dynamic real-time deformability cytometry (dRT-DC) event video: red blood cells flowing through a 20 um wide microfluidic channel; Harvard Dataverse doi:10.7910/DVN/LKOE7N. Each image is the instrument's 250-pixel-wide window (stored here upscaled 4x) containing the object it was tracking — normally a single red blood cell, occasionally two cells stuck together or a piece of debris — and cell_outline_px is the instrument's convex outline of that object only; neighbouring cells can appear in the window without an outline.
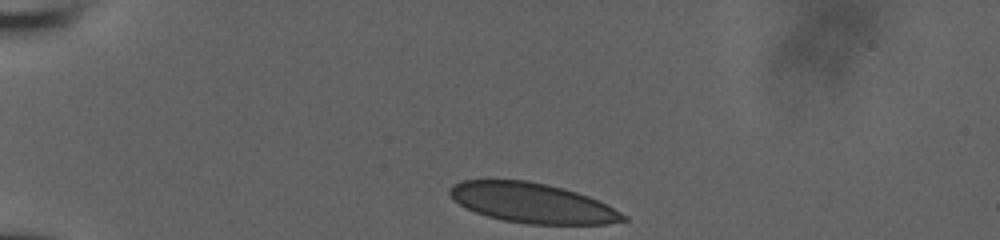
{"species": "human", "species_latin": "Homo sapiens", "temperature_condition": "room temperature", "stored_images_in_passage": 35, "camera_frame_rate_fps": 3000, "um_per_image_px": 0.085, "donor": {"sex": "male"}, "frame": {"image": 1, "passage_image": 1, "time_ms": 0.0, "image_size_px": [1000, 240], "cell_outline_px": [[628, 220], [608, 224], [528, 224], [504, 220], [488, 216], [476, 212], [452, 200], [448, 192], [448, 188], [452, 184], [460, 180], [528, 180], [576, 192], [588, 196], [628, 216]], "centroid_in_image_um": [45.2, 17.25], "position_along_channel_um": 39.8, "area_um2": 40.0}}
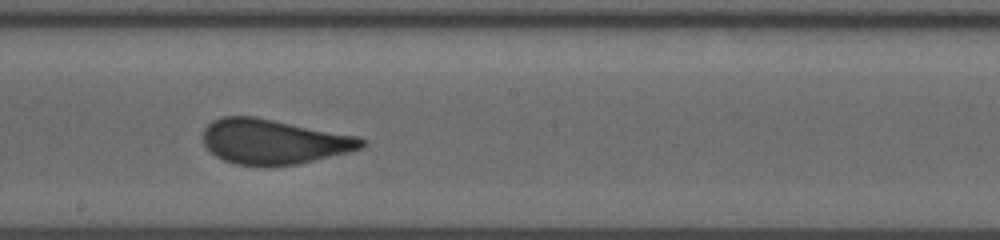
{"frame": {"image": 2, "passage_image": 20, "time_ms": 6.333, "image_size_px": [1000, 240], "cell_outline_px": [[368, 144], [360, 148], [348, 152], [296, 164], [236, 164], [224, 160], [216, 156], [204, 144], [204, 128], [212, 120], [224, 116], [256, 116], [360, 136], [368, 140]], "centroid_in_image_um": [23.31, 12.0], "position_along_channel_um": 224.9, "area_um2": 41.21}}
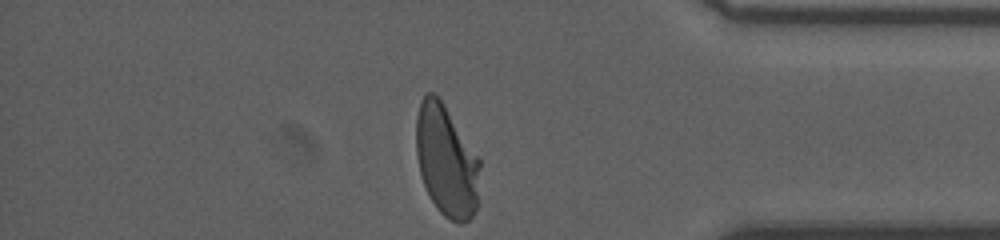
{"frame": {"image": 3, "passage_image": 35, "time_ms": 11.333, "image_size_px": [1000, 240], "cell_outline_px": [[480, 204], [472, 216], [468, 220], [460, 224], [444, 216], [440, 212], [432, 200], [424, 184], [420, 172], [416, 152], [416, 116], [420, 100], [428, 92], [432, 92], [440, 100], [480, 160]], "centroid_in_image_um": [37.96, 13.73], "position_along_channel_um": 397.2, "area_um2": 41.27}, "authors_computed_cell_mechanics": {"area_um2": 41.3848, "velocity_mm_per_s": 3.8241, "shape_relaxation_time_tau1_ms": 6.5422, "shape_relaxation_time_tau2_ms": null, "deformation_change_tau1": 0.1683, "deformation_change_tau2": null}}